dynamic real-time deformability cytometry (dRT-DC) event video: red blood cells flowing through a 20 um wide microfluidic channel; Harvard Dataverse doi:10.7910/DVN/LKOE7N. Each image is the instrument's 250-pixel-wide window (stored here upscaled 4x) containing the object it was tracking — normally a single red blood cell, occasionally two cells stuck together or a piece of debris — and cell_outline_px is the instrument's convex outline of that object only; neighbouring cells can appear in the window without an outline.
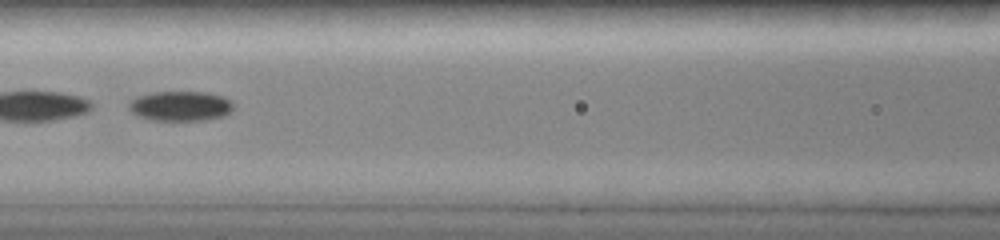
{"species": "common noctule bat (a hibernating species)", "species_latin": "Nyctalus noctula", "temperature_condition": "room temperature", "stored_images_in_passage": 7, "camera_frame_rate_fps": 3000, "um_per_image_px": 0.085, "animal": {"sex": "female", "body_mass_g": 19.0, "forearm_length_mm": 51.5}, "frame": {"image": 1, "passage_image": 6, "time_ms": 2.667, "image_size_px": [1000, 240], "cell_outline_px": [[232, 108], [224, 116], [204, 120], [152, 120], [136, 116], [128, 108], [128, 104], [132, 100], [140, 96], [152, 92], [208, 92], [224, 96], [232, 100]], "centroid_in_image_um": [15.34, 9.01], "position_along_channel_um": 151.3, "area_um2": 18.21}}